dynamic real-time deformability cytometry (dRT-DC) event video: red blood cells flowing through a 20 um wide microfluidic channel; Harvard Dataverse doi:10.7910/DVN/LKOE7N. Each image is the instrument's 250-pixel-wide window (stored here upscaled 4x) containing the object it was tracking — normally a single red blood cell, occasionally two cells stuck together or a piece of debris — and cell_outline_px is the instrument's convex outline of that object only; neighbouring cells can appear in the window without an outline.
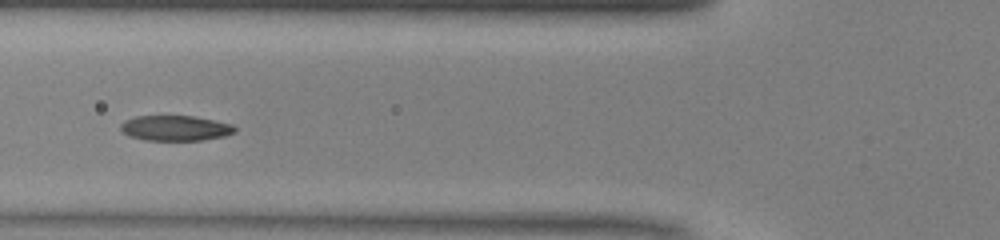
{"species": "common noctule bat (a hibernating species)", "species_latin": "Nyctalus noctula", "temperature_condition": "warm", "stored_images_in_passage": 36, "camera_frame_rate_fps": 3000, "um_per_image_px": 0.085, "animal": {"sex": "male", "body_mass_g": 13.0, "forearm_length_mm": 53.1}, "frame": {"image": 1, "passage_image": 6, "time_ms": 1.667, "image_size_px": [1000, 240], "cell_outline_px": [[236, 132], [224, 136], [200, 140], [144, 140], [128, 136], [120, 128], [120, 124], [124, 120], [136, 116], [192, 116], [232, 124], [236, 128]], "centroid_in_image_um": [14.88, 10.89], "position_along_channel_um": 110.9, "area_um2": 16.76}}
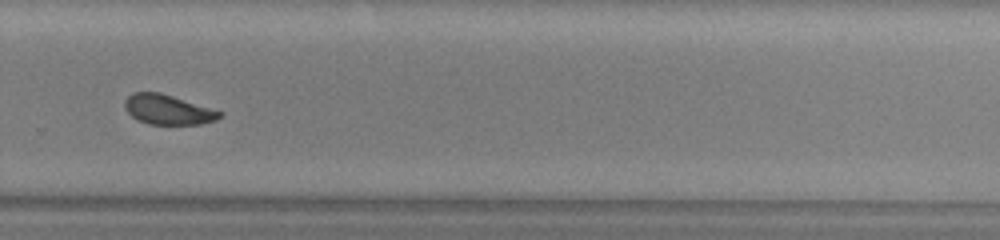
{"frame": {"image": 2, "passage_image": 21, "time_ms": 6.667, "image_size_px": [1000, 240], "cell_outline_px": [[224, 112], [216, 120], [200, 124], [148, 124], [136, 120], [124, 108], [124, 100], [132, 92], [160, 92]], "centroid_in_image_um": [14.24, 9.31], "position_along_channel_um": 315.6, "area_um2": 16.53}, "authors_computed_cell_mechanics": {"area_um2": 17.3689, "velocity_mm_per_s": 4.1055, "shape_relaxation_time_tau1_ms": 4.1328, "shape_relaxation_time_tau2_ms": 1.729, "deformation_change_tau1": 0.1301, "deformation_change_tau2": 0.0828}}